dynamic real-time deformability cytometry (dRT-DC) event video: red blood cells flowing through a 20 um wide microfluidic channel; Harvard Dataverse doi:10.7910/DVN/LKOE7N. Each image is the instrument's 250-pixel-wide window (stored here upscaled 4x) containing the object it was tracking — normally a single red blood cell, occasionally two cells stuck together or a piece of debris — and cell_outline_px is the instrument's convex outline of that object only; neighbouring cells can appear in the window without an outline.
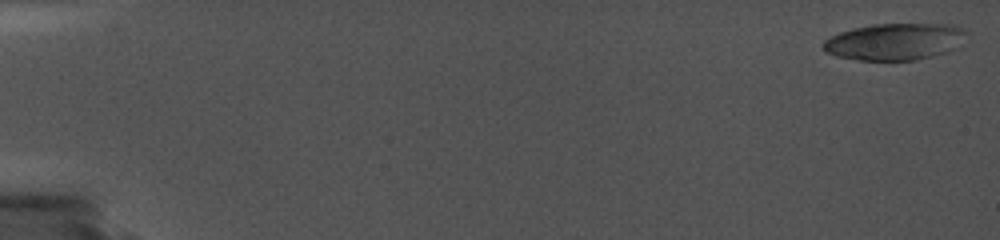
{"species": "common noctule bat (a hibernating species)", "species_latin": "Nyctalus noctula", "temperature_condition": "cold", "stored_images_in_passage": 14, "camera_frame_rate_fps": 5000, "um_per_image_px": 0.085, "animal": {"sex": "female", "body_mass_g": 19.0, "forearm_length_mm": 56.7}, "frame": {"image": 1, "passage_image": 1, "time_ms": 0.0, "image_size_px": [1000, 240], "cell_outline_px": [[968, 32], [956, 48], [932, 56], [916, 60], [860, 60], [836, 56], [828, 52], [824, 48], [824, 40], [840, 32], [872, 24], [952, 24]], "centroid_in_image_um": [76.07, 3.53], "position_along_channel_um": 8.9, "area_um2": 30.35}}